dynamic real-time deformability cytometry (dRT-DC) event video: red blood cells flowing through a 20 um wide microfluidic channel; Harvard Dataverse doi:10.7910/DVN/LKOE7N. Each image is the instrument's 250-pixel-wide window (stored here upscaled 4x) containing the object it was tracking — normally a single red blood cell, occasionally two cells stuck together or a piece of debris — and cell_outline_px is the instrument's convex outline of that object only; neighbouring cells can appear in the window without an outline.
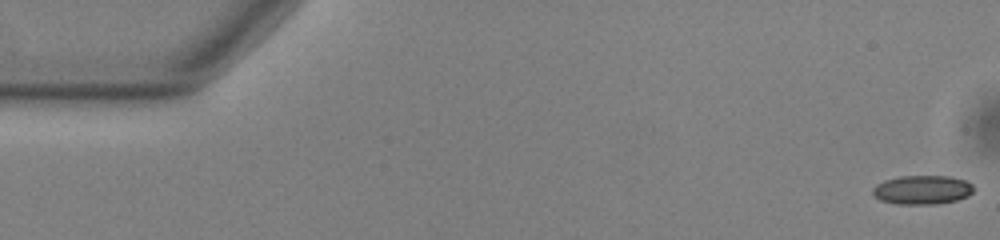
{"species": "common noctule bat (a hibernating species)", "species_latin": "Nyctalus noctula", "temperature_condition": "warm", "stored_images_in_passage": 54, "camera_frame_rate_fps": 3000, "um_per_image_px": 0.085, "animal": {"sex": "male", "body_mass_g": 13.0, "forearm_length_mm": 53.1}, "frame": {"image": 1, "passage_image": 1, "time_ms": 0.0, "image_size_px": [1000, 240], "cell_outline_px": [[976, 188], [968, 196], [956, 200], [936, 204], [896, 204], [880, 200], [872, 192], [872, 188], [876, 184], [884, 180], [900, 176], [952, 176], [968, 180]], "centroid_in_image_um": [78.43, 16.12], "position_along_channel_um": 6.6, "area_um2": 17.28}}
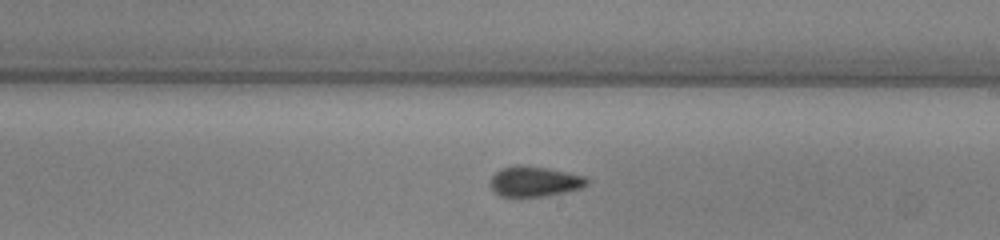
{"frame": {"image": 2, "passage_image": 31, "time_ms": 10.0, "image_size_px": [1000, 240], "cell_outline_px": [[588, 184], [580, 188], [564, 192], [540, 196], [500, 196], [492, 188], [492, 176], [500, 168], [516, 164], [520, 164], [548, 168], [584, 176], [588, 180]], "centroid_in_image_um": [45.43, 15.4], "position_along_channel_um": 243.6, "area_um2": 16.76}}
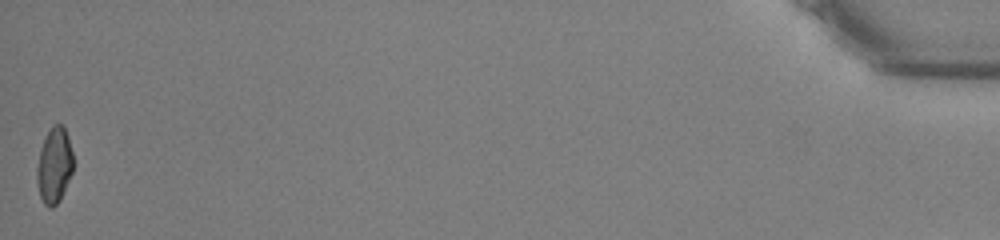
{"frame": {"image": 3, "passage_image": 54, "time_ms": 17.667, "image_size_px": [1000, 240], "cell_outline_px": [[72, 172], [60, 200], [52, 208], [48, 208], [44, 204], [40, 196], [36, 180], [36, 168], [40, 148], [52, 124], [64, 124], [68, 136], [72, 152]], "centroid_in_image_um": [4.6, 14.05], "position_along_channel_um": 430.6, "area_um2": 16.07}, "authors_computed_cell_mechanics": {"area_um2": 16.9065, "velocity_mm_per_s": 3.8005, "shape_relaxation_time_tau1_ms": 6.4049, "shape_relaxation_time_tau2_ms": 2.4809, "deformation_change_tau1": 0.1527, "deformation_change_tau2": 0.0883}}